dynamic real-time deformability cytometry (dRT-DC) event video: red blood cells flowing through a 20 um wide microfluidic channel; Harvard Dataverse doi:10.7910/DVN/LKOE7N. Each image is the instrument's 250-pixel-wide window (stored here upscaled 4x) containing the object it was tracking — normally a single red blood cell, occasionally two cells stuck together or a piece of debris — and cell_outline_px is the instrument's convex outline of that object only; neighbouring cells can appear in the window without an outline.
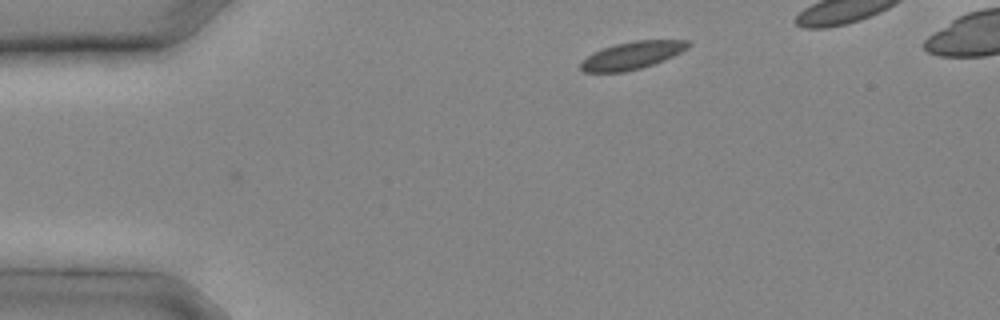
{"species": "common noctule bat (a hibernating species)", "species_latin": "Nyctalus noctula", "temperature_condition": "cold", "stored_images_in_passage": 2, "camera_frame_rate_fps": 3000, "um_per_image_px": 0.085, "animal": {"sex": "male", "body_mass_g": 20.4}, "frame": {"image": 1, "passage_image": 2, "time_ms": 0.333, "image_size_px": [1000, 320], "cell_outline_px": [[692, 44], [688, 48], [664, 60], [640, 68], [624, 72], [584, 72], [580, 68], [580, 64], [588, 56], [604, 48], [616, 44], [636, 40], [688, 40]], "centroid_in_image_um": [53.76, 4.7], "position_along_channel_um": 31.2, "area_um2": 16.94}}